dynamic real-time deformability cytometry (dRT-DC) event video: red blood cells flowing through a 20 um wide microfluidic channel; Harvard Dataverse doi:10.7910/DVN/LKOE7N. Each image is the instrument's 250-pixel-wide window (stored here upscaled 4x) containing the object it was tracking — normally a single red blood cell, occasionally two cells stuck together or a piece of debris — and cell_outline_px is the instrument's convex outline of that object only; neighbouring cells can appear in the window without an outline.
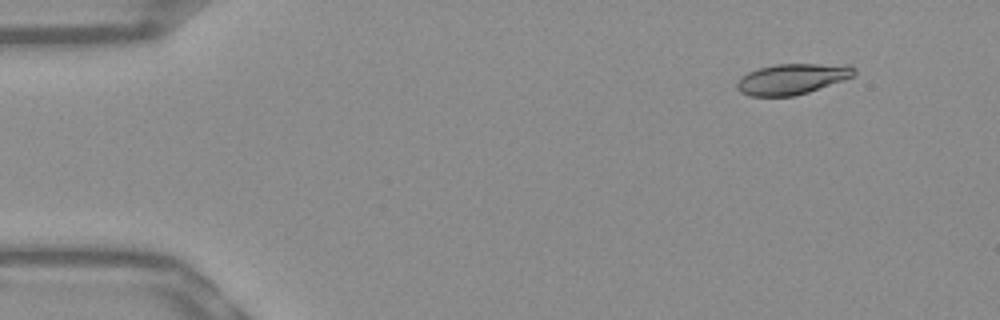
{"species": "Egyptian fruit bat (a non-hibernating species)", "species_latin": "Rousettus aegyptiacus", "temperature_condition": "warm", "stored_images_in_passage": 48, "camera_frame_rate_fps": 3000, "um_per_image_px": 0.085, "frame": {"image": 1, "passage_image": 1, "time_ms": 0.0, "image_size_px": [1000, 320], "cell_outline_px": [[856, 72], [852, 76], [844, 80], [808, 92], [792, 96], [752, 96], [740, 92], [736, 88], [736, 84], [748, 72], [760, 68], [776, 64], [848, 64], [856, 68]], "centroid_in_image_um": [67.37, 6.7], "position_along_channel_um": 17.6, "area_um2": 20.81}}
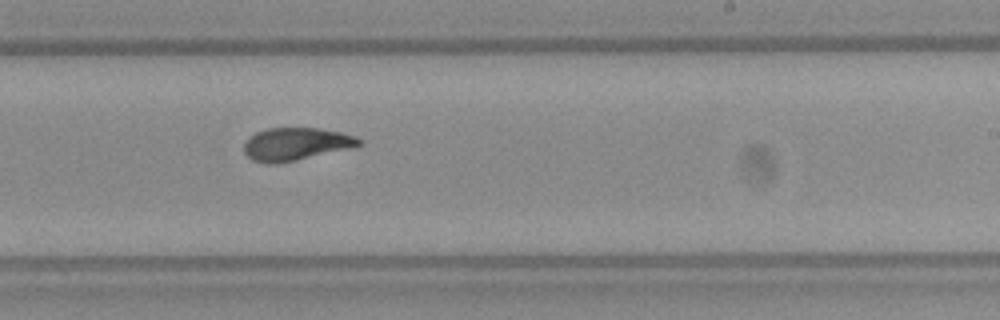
{"frame": {"image": 2, "passage_image": 28, "time_ms": 9.0, "image_size_px": [1000, 320], "cell_outline_px": [[364, 144], [296, 160], [276, 164], [268, 164], [252, 160], [244, 152], [244, 144], [248, 136], [256, 132], [268, 128], [320, 128], [340, 132], [356, 136]], "centroid_in_image_um": [25.1, 12.23], "position_along_channel_um": 263.9, "area_um2": 21.79}}
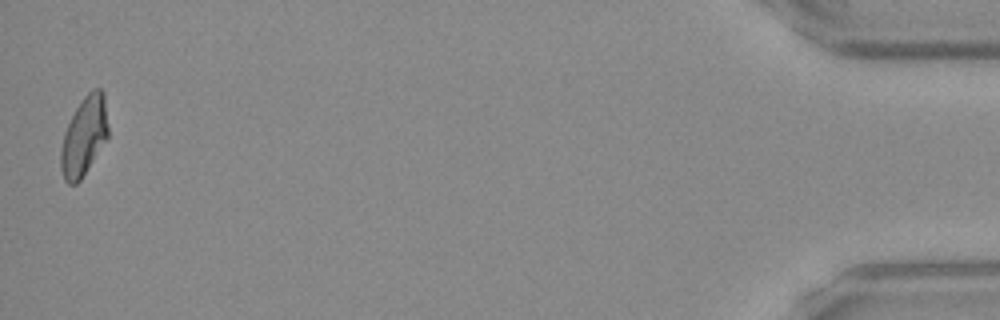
{"frame": {"image": 3, "passage_image": 48, "time_ms": 15.667, "image_size_px": [1000, 320], "cell_outline_px": [[108, 136], [80, 180], [76, 184], [68, 184], [64, 180], [60, 168], [60, 148], [64, 132], [80, 100], [92, 88], [100, 88], [104, 92], [108, 124]], "centroid_in_image_um": [7.13, 11.56], "position_along_channel_um": 428.1, "area_um2": 21.73}, "authors_computed_cell_mechanics": {"area_um2": 21.8484, "velocity_mm_per_s": 3.8397, "shape_relaxation_time_tau1_ms": 8.0047, "shape_relaxation_time_tau2_ms": 1.8648, "deformation_change_tau1": 0.22, "deformation_change_tau2": 0.0672}}